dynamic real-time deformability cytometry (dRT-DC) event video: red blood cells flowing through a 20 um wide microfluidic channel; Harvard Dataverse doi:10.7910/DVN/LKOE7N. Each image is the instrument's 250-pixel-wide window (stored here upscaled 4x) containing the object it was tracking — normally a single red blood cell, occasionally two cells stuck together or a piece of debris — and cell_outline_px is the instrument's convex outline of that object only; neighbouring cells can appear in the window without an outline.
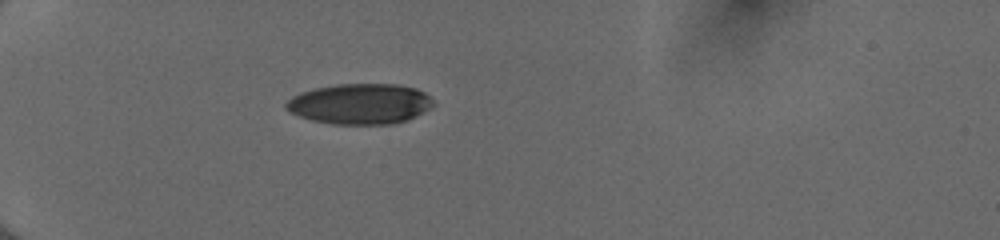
{"species": "human", "species_latin": "Homo sapiens", "temperature_condition": "cold", "stored_images_in_passage": 36, "camera_frame_rate_fps": 3000, "um_per_image_px": 0.085, "donor": {"sex": "female"}, "frame": {"image": 1, "passage_image": 1, "time_ms": 0.0, "image_size_px": [1000, 240], "cell_outline_px": [[436, 104], [404, 120], [392, 124], [332, 124], [312, 120], [300, 116], [284, 108], [284, 104], [292, 96], [300, 92], [316, 88], [336, 84], [396, 84], [416, 88], [424, 92]], "centroid_in_image_um": [30.56, 8.82], "position_along_channel_um": 54.4, "area_um2": 34.45}}
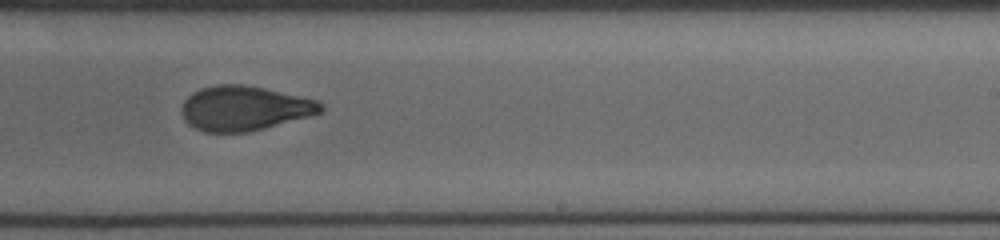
{"frame": {"image": 2, "passage_image": 19, "time_ms": 6.0, "image_size_px": [1000, 240], "cell_outline_px": [[324, 108], [320, 112], [308, 116], [264, 128], [248, 132], [204, 132], [188, 124], [184, 120], [180, 112], [180, 108], [184, 100], [192, 92], [200, 88], [216, 84], [244, 84], [264, 88], [320, 100], [324, 104]], "centroid_in_image_um": [20.73, 9.19], "position_along_channel_um": 268.3, "area_um2": 36.41}}
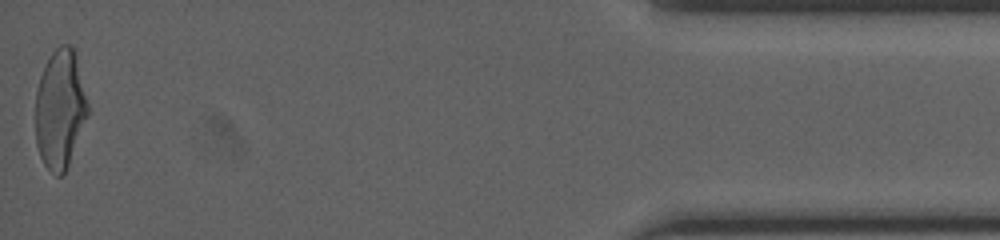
{"frame": {"image": 3, "passage_image": 36, "time_ms": 11.667, "image_size_px": [1000, 240], "cell_outline_px": [[88, 116], [68, 164], [64, 172], [60, 176], [56, 176], [44, 164], [40, 156], [36, 144], [36, 88], [40, 76], [52, 52], [60, 44], [72, 44], [76, 52], [88, 104]], "centroid_in_image_um": [5.11, 9.23], "position_along_channel_um": 430.1, "area_um2": 36.24}, "authors_computed_cell_mechanics": {"area_um2": 36.703, "velocity_mm_per_s": 4.0586, "shape_relaxation_time_tau1_ms": 4.5192, "shape_relaxation_time_tau2_ms": 1.6299, "deformation_change_tau1": 0.1904, "deformation_change_tau2": 0.077}}